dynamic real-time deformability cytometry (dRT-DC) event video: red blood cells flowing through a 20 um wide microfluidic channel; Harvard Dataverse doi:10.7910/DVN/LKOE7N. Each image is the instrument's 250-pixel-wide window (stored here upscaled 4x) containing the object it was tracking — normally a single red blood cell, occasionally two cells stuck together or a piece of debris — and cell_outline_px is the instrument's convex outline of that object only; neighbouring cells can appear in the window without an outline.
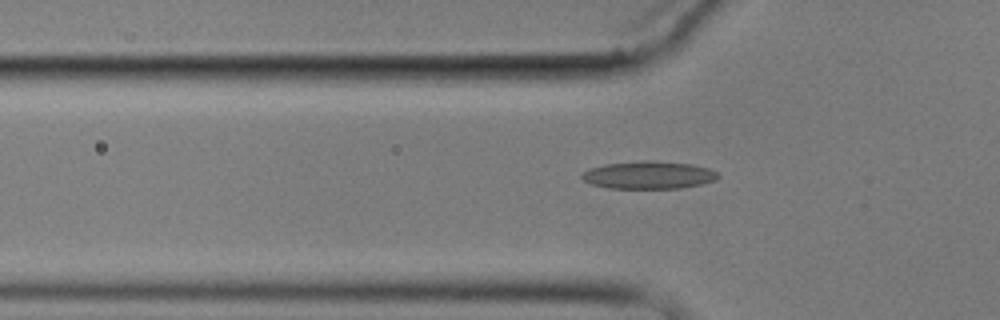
{"species": "common noctule bat (a hibernating species)", "species_latin": "Nyctalus noctula", "temperature_condition": "cold", "stored_images_in_passage": 6, "camera_frame_rate_fps": 3000, "um_per_image_px": 0.085, "animal": {"sex": "male", "body_mass_g": 17.9}, "frame": {"image": 1, "passage_image": 6, "time_ms": 6.0, "image_size_px": [1000, 320], "cell_outline_px": [[720, 176], [716, 180], [700, 184], [680, 188], [608, 188], [592, 184], [584, 180], [580, 176], [588, 168], [604, 164], [644, 160], [652, 160], [692, 164], [708, 168], [716, 172]], "centroid_in_image_um": [55.13, 14.87], "position_along_channel_um": 70.7, "area_um2": 21.96}}